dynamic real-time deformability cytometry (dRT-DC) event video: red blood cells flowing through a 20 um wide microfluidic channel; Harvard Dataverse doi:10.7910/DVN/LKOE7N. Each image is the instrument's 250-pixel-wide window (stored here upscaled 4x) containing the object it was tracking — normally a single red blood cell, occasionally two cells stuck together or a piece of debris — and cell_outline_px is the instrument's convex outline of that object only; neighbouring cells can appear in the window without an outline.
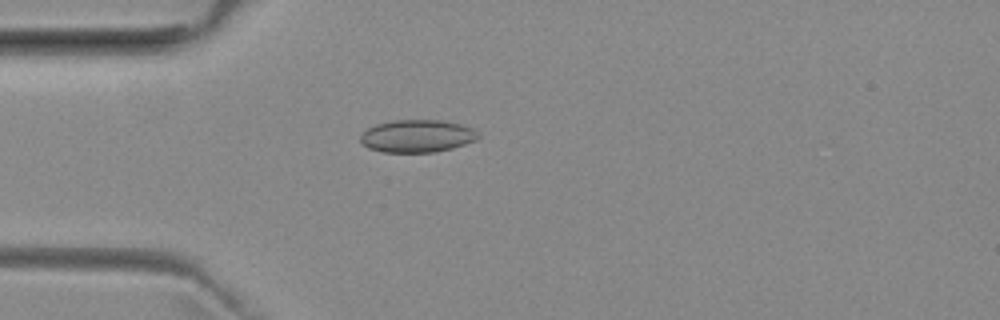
{"species": "common noctule bat (a hibernating species)", "species_latin": "Nyctalus noctula", "temperature_condition": "room temperature", "stored_images_in_passage": 48, "camera_frame_rate_fps": 3000, "um_per_image_px": 0.085, "animal": {"sex": "female", "body_mass_g": 29.2, "forearm_length_mm": 56.3}, "frame": {"image": 1, "passage_image": 10, "time_ms": 3.0, "image_size_px": [1000, 320], "cell_outline_px": [[480, 136], [476, 140], [452, 148], [436, 152], [384, 152], [368, 148], [360, 140], [360, 136], [368, 128], [376, 124], [392, 120], [440, 120], [460, 124], [472, 128], [480, 132]], "centroid_in_image_um": [35.48, 11.56], "position_along_channel_um": 49.5, "area_um2": 22.37}}
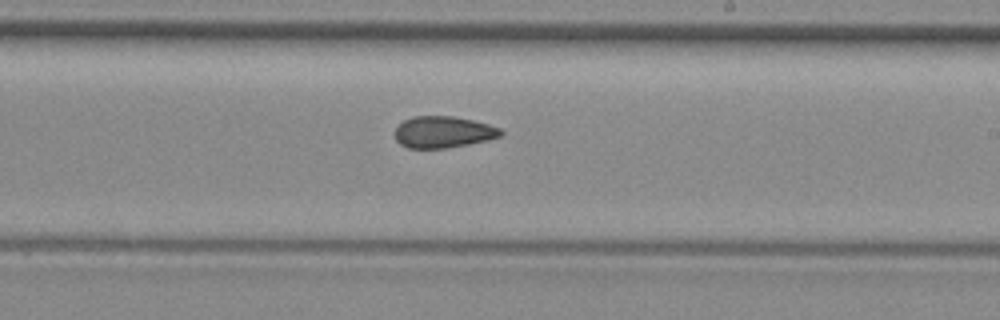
{"frame": {"image": 2, "passage_image": 26, "time_ms": 8.333, "image_size_px": [1000, 320], "cell_outline_px": [[504, 132], [500, 136], [488, 140], [468, 144], [444, 148], [408, 148], [400, 144], [396, 140], [396, 128], [404, 120], [412, 116], [452, 116], [472, 120], [488, 124], [500, 128]], "centroid_in_image_um": [37.68, 11.22], "position_along_channel_um": 251.3, "area_um2": 19.36}}
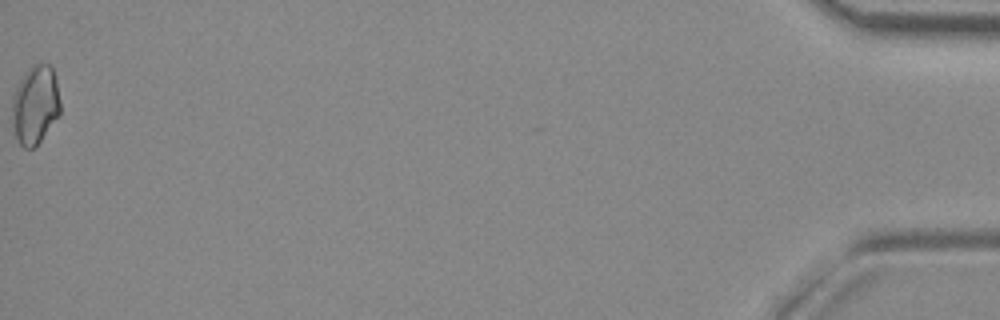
{"frame": {"image": 3, "passage_image": 48, "time_ms": 15.667, "image_size_px": [1000, 320], "cell_outline_px": [[60, 116], [40, 140], [32, 148], [24, 148], [20, 144], [12, 128], [12, 96], [20, 80], [28, 68], [32, 64], [40, 60], [48, 64], [52, 68], [56, 80], [60, 100]], "centroid_in_image_um": [3.0, 8.87], "position_along_channel_um": 432.2, "area_um2": 22.37}, "authors_computed_cell_mechanics": {"area_um2": 20.2011, "velocity_mm_per_s": 3.9766, "shape_relaxation_time_tau1_ms": null, "shape_relaxation_time_tau2_ms": 2.915, "deformation_change_tau1": null, "deformation_change_tau2": 0.0762}}